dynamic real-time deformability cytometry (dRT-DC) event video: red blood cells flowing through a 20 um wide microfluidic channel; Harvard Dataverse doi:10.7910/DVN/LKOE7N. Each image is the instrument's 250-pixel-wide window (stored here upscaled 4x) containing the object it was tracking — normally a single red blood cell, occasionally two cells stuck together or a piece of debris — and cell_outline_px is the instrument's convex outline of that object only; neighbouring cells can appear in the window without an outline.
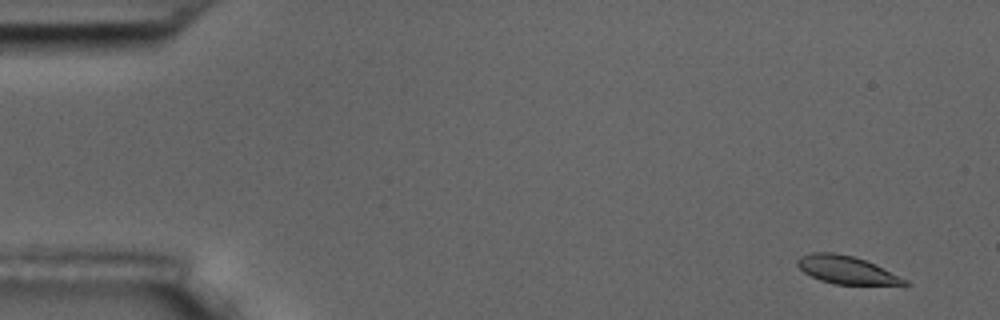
{"species": "common noctule bat (a hibernating species)", "species_latin": "Nyctalus noctula", "temperature_condition": "room temperature", "stored_images_in_passage": 5, "camera_frame_rate_fps": 3000, "um_per_image_px": 0.085, "animal": {"sex": "male", "body_mass_g": 17.5, "forearm_length_mm": 52.3}, "frame": {"image": 1, "passage_image": 1, "time_ms": 0.0, "image_size_px": [1000, 320], "cell_outline_px": [[912, 284], [836, 284], [820, 280], [804, 272], [796, 264], [796, 260], [800, 256], [812, 252], [832, 252], [852, 256], [876, 264], [908, 280]], "centroid_in_image_um": [71.93, 22.93], "position_along_channel_um": 13.1, "area_um2": 17.22}}
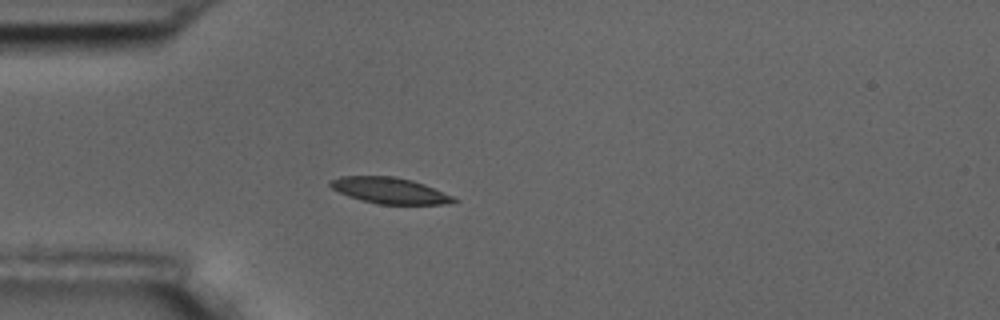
{"frame": {"image": 2, "passage_image": 4, "time_ms": 4.333, "image_size_px": [1000, 320], "cell_outline_px": [[460, 200], [444, 204], [376, 204], [360, 200], [348, 196], [332, 188], [328, 184], [328, 180], [340, 176], [396, 176], [412, 180], [424, 184], [452, 196]], "centroid_in_image_um": [33.08, 16.19], "position_along_channel_um": 51.9, "area_um2": 18.79}}